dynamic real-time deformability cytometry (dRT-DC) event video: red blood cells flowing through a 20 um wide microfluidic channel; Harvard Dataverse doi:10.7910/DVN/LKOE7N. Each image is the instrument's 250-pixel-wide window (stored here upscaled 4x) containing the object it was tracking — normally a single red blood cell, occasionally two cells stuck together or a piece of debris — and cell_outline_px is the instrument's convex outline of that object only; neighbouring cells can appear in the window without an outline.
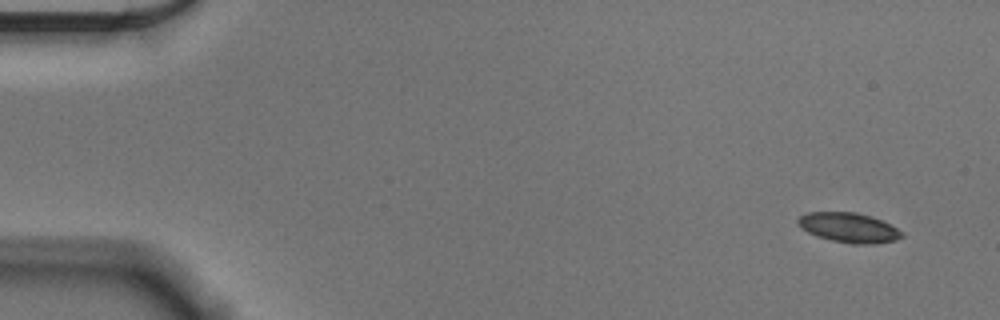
{"species": "Egyptian fruit bat (a non-hibernating species)", "species_latin": "Rousettus aegyptiacus", "temperature_condition": "cold", "stored_images_in_passage": 53, "camera_frame_rate_fps": 3000, "um_per_image_px": 0.085, "animal": {"sex": "male"}, "frame": {"image": 1, "passage_image": 1, "time_ms": 0.0, "image_size_px": [1000, 320], "cell_outline_px": [[904, 236], [896, 240], [872, 244], [852, 244], [832, 240], [816, 236], [800, 228], [796, 224], [796, 220], [800, 216], [808, 212], [856, 212], [880, 220], [904, 232]], "centroid_in_image_um": [72.11, 19.35], "position_along_channel_um": 12.9, "area_um2": 17.98}}
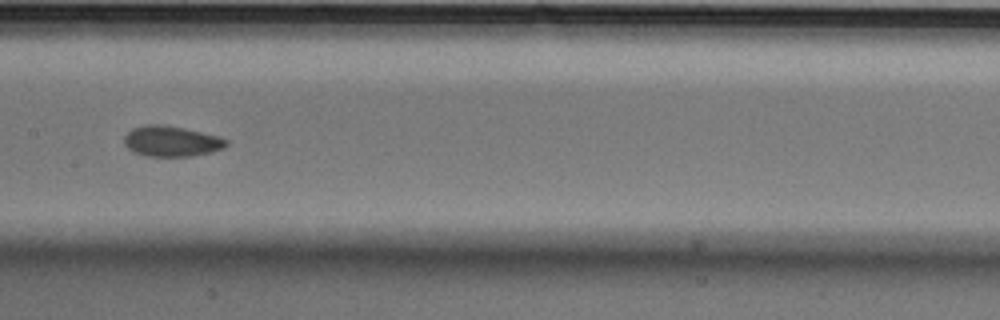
{"frame": {"image": 2, "passage_image": 26, "time_ms": 8.333, "image_size_px": [1000, 320], "cell_outline_px": [[228, 144], [224, 148], [212, 152], [192, 156], [144, 156], [132, 152], [124, 144], [124, 136], [132, 128], [144, 124], [164, 124], [184, 128], [216, 136], [228, 140]], "centroid_in_image_um": [14.53, 12.0], "position_along_channel_um": 192.9, "area_um2": 18.32}}
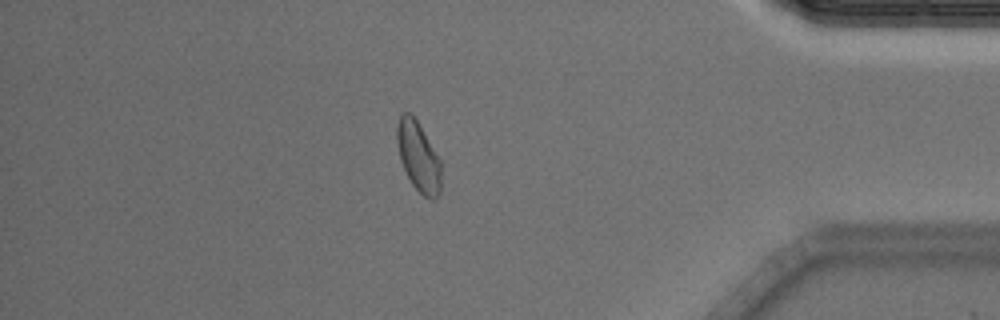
{"frame": {"image": 3, "passage_image": 46, "time_ms": 15.0, "image_size_px": [1000, 320], "cell_outline_px": [[440, 192], [436, 200], [432, 200], [424, 196], [412, 184], [400, 160], [396, 140], [396, 124], [400, 116], [404, 112], [408, 112], [416, 120], [440, 160]], "centroid_in_image_um": [35.54, 13.33], "position_along_channel_um": 399.7, "area_um2": 17.63}, "authors_computed_cell_mechanics": {"area_um2": 18.1492, "velocity_mm_per_s": 3.603, "shape_relaxation_time_tau1_ms": 4.4502, "shape_relaxation_time_tau2_ms": 1.6757, "deformation_change_tau1": 0.0853, "deformation_change_tau2": 0.0464}}